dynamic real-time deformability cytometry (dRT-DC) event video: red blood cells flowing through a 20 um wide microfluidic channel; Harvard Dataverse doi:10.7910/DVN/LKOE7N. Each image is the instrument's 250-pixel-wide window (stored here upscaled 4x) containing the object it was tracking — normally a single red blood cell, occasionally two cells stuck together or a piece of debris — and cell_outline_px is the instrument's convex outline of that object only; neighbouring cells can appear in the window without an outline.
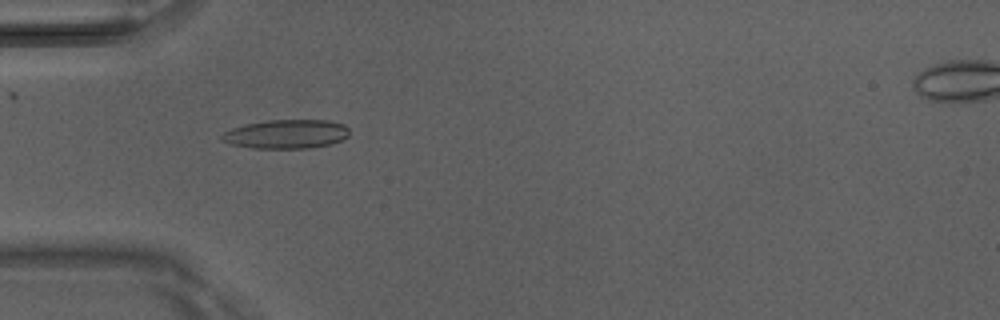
{"species": "Egyptian fruit bat (a non-hibernating species)", "species_latin": "Rousettus aegyptiacus", "temperature_condition": "room temperature", "stored_images_in_passage": 50, "camera_frame_rate_fps": 3000, "um_per_image_px": 0.085, "animal": {"sex": "male"}, "frame": {"image": 1, "passage_image": 16, "time_ms": 5.0, "image_size_px": [1000, 320], "cell_outline_px": [[348, 136], [332, 144], [312, 148], [252, 148], [232, 144], [220, 140], [220, 136], [224, 132], [232, 128], [244, 124], [268, 120], [328, 120], [344, 124], [348, 128]], "centroid_in_image_um": [24.33, 11.39], "position_along_channel_um": 60.7, "area_um2": 21.62}}
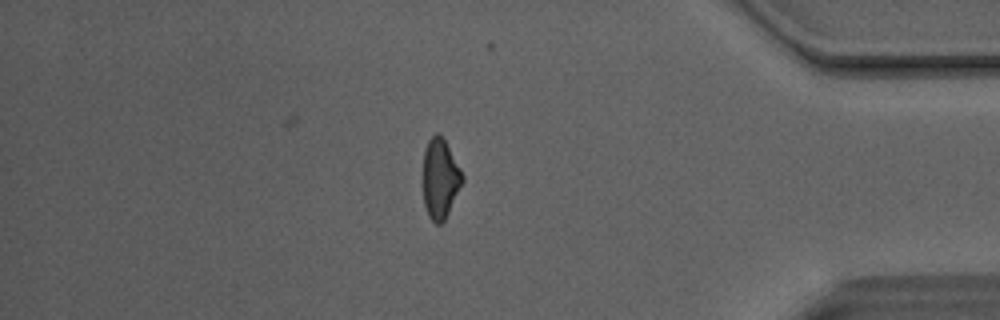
{"frame": {"image": 2, "passage_image": 43, "time_ms": 14.0, "image_size_px": [1000, 320], "cell_outline_px": [[464, 180], [444, 220], [440, 224], [436, 224], [428, 216], [424, 204], [424, 152], [428, 140], [436, 132], [444, 140], [460, 168], [464, 176]], "centroid_in_image_um": [37.42, 15.2], "position_along_channel_um": 397.8, "area_um2": 17.86}}
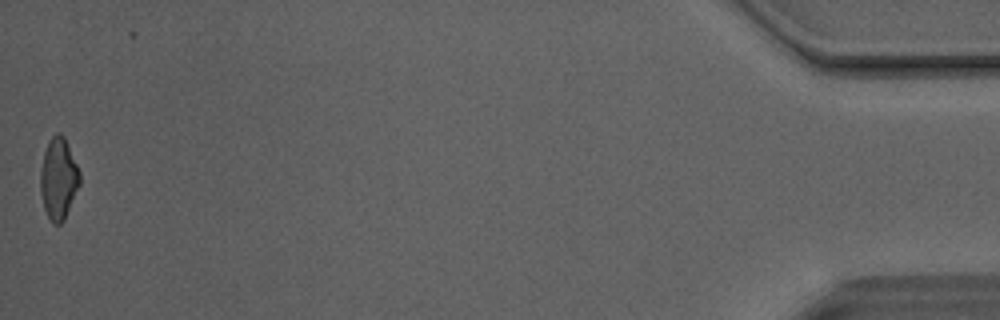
{"frame": {"image": 3, "passage_image": 50, "time_ms": 16.333, "image_size_px": [1000, 320], "cell_outline_px": [[80, 184], [64, 220], [60, 224], [52, 224], [44, 208], [40, 192], [40, 172], [44, 152], [48, 140], [56, 132], [60, 132], [64, 136], [80, 172]], "centroid_in_image_um": [4.96, 15.18], "position_along_channel_um": 430.2, "area_um2": 18.73}, "authors_computed_cell_mechanics": {"area_um2": 19.6809, "velocity_mm_per_s": 4.1468, "shape_relaxation_time_tau1_ms": 4.5847, "shape_relaxation_time_tau2_ms": 2.7642, "deformation_change_tau1": 0.1618, "deformation_change_tau2": 0.1148}}